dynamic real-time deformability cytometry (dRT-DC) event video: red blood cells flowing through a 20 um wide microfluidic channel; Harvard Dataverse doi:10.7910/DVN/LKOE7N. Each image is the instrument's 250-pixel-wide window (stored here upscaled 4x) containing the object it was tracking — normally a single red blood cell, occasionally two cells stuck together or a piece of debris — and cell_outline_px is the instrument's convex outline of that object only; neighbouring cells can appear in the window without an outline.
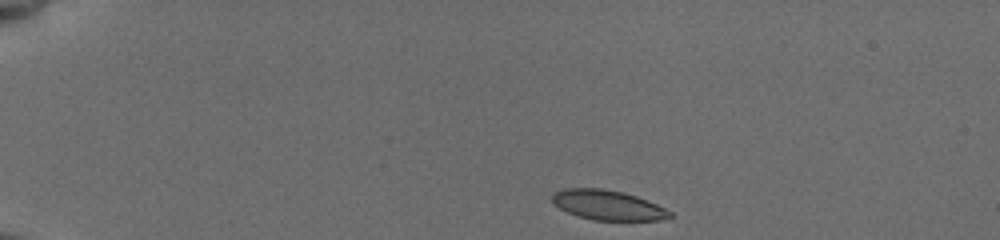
{"species": "common noctule bat (a hibernating species)", "species_latin": "Nyctalus noctula", "temperature_condition": "cold", "stored_images_in_passage": 42, "camera_frame_rate_fps": 3000, "um_per_image_px": 0.085, "animal": {"sex": "female", "body_mass_g": 19.5, "forearm_length_mm": 54.1}, "frame": {"image": 1, "passage_image": 1, "time_ms": 0.0, "image_size_px": [1000, 240], "cell_outline_px": [[676, 216], [660, 220], [592, 220], [576, 216], [552, 204], [552, 192], [564, 188], [600, 188], [624, 192], [636, 196], [656, 204], [672, 212]], "centroid_in_image_um": [51.64, 17.43], "position_along_channel_um": 33.4, "area_um2": 20.63}}
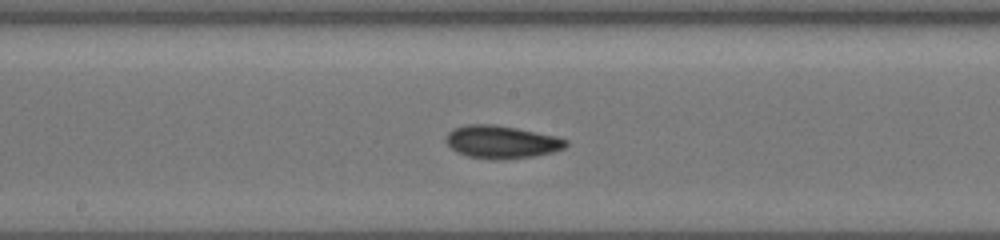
{"frame": {"image": 2, "passage_image": 19, "time_ms": 6.667, "image_size_px": [1000, 240], "cell_outline_px": [[568, 144], [564, 148], [552, 152], [532, 156], [504, 160], [468, 156], [456, 152], [444, 140], [448, 132], [456, 128], [468, 124], [496, 124], [556, 136], [568, 140]], "centroid_in_image_um": [42.63, 12.06], "position_along_channel_um": 205.6, "area_um2": 22.77}}
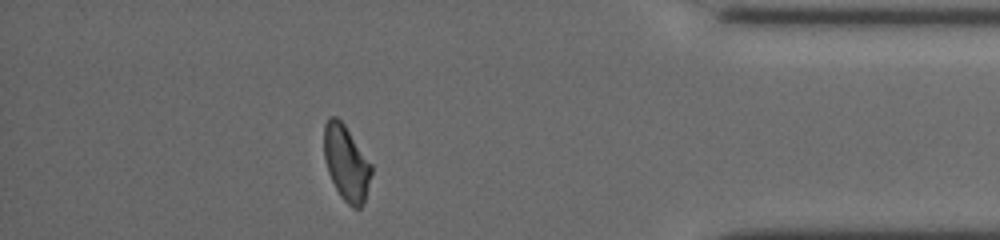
{"frame": {"image": 3, "passage_image": 36, "time_ms": 12.667, "image_size_px": [1000, 240], "cell_outline_px": [[372, 172], [364, 200], [360, 208], [352, 208], [340, 196], [328, 172], [324, 160], [324, 124], [328, 116], [336, 116], [344, 124], [372, 164]], "centroid_in_image_um": [29.42, 13.83], "position_along_channel_um": 405.8, "area_um2": 20.69}, "authors_computed_cell_mechanics": {"area_um2": 21.0103, "velocity_mm_per_s": 3.8412, "shape_relaxation_time_tau1_ms": 7.3043, "shape_relaxation_time_tau2_ms": 5.5966, "deformation_change_tau1": 0.1518, "deformation_change_tau2": 0.0903}}